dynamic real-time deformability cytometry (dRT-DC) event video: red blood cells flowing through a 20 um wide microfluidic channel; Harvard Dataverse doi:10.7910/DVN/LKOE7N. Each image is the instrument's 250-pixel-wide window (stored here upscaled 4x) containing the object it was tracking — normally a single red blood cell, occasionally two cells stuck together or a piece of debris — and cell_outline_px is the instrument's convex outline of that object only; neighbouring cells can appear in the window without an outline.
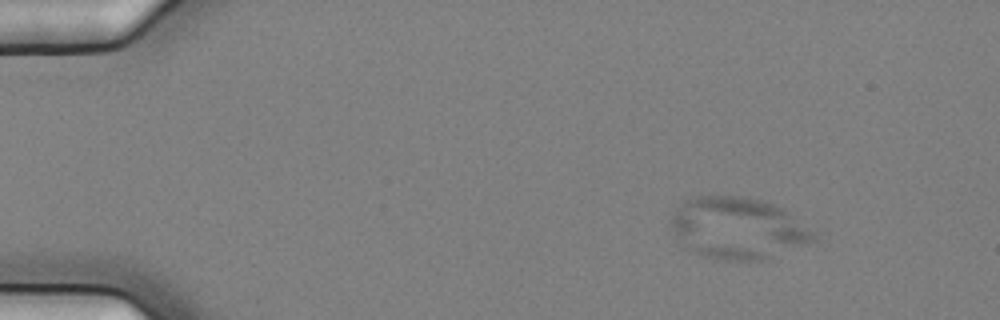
{"species": "common noctule bat (a hibernating species)", "species_latin": "Nyctalus noctula", "temperature_condition": "cold", "stored_images_in_passage": 6, "camera_frame_rate_fps": 3000, "um_per_image_px": 0.085, "animal": {"sex": "female", "body_mass_g": 25.1}, "frame": {"image": 1, "passage_image": 2, "time_ms": 0.333, "image_size_px": [1000, 320], "cell_outline_px": [[816, 240], [760, 260], [724, 260], [704, 256], [696, 252], [680, 240], [668, 224], [668, 220], [676, 208], [684, 200], [696, 196], [736, 196], [760, 200], [772, 204], [780, 208], [812, 232], [816, 236]], "centroid_in_image_um": [62.62, 19.38], "position_along_channel_um": 22.4, "area_um2": 49.94}}
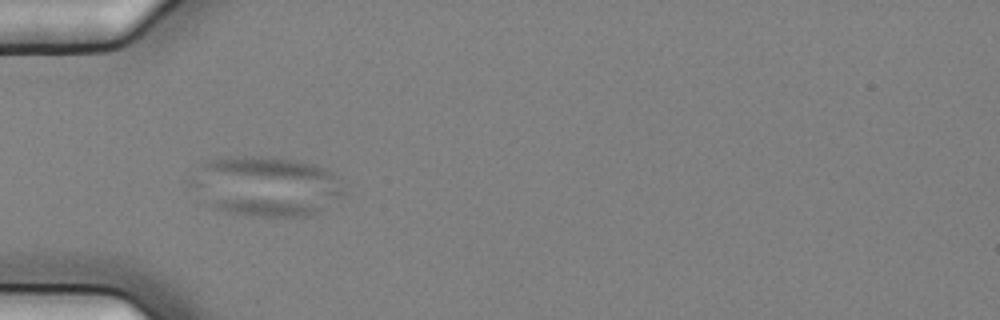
{"frame": {"image": 2, "passage_image": 5, "time_ms": 1.333, "image_size_px": [1000, 320], "cell_outline_px": [[348, 196], [316, 212], [304, 216], [260, 216], [228, 212], [216, 208], [208, 204], [188, 184], [204, 164], [208, 160], [228, 156], [272, 156], [300, 160], [324, 168], [336, 176], [340, 180], [348, 192]], "centroid_in_image_um": [22.69, 15.81], "position_along_channel_um": 62.3, "area_um2": 53.58}}
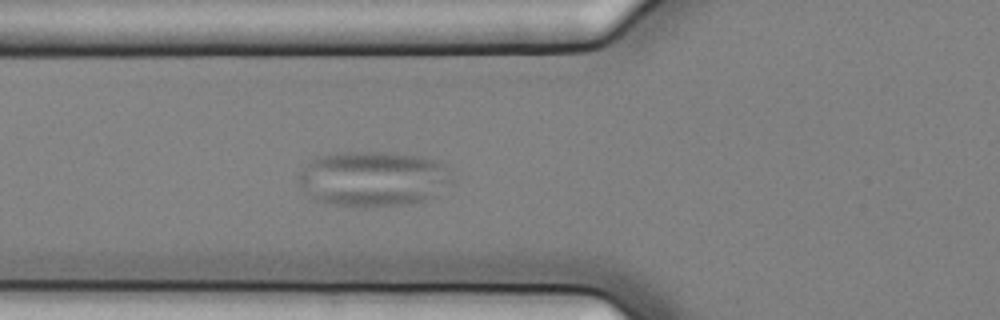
{"frame": {"image": 3, "passage_image": 6, "time_ms": 1.667, "image_size_px": [1000, 320], "cell_outline_px": [[456, 184], [424, 200], [400, 204], [364, 208], [328, 204], [316, 200], [308, 196], [304, 192], [296, 180], [300, 172], [316, 156], [340, 152], [388, 152], [420, 156], [436, 160], [448, 164], [456, 180]], "centroid_in_image_um": [31.77, 15.2], "position_along_channel_um": 94.0, "area_um2": 50.58}}